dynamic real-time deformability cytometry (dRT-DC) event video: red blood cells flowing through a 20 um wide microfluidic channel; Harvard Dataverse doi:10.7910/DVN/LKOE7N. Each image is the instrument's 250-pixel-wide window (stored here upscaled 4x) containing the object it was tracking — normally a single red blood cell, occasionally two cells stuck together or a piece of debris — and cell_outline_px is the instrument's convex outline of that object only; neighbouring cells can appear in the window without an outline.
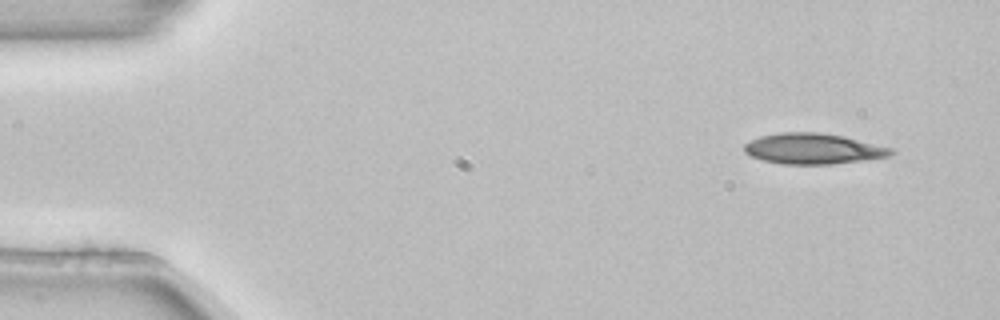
{"species": "common noctule bat (a hibernating species)", "species_latin": "Nyctalus noctula", "temperature_condition": "room temperature", "stored_images_in_passage": 3, "camera_frame_rate_fps": 3000, "um_per_image_px": 0.085, "animal": {"sex": "female", "body_mass_g": 22.7, "forearm_length_mm": 54.2}, "frame": {"image": 1, "passage_image": 1, "time_ms": 0.0, "image_size_px": [1000, 320], "cell_outline_px": [[896, 152], [892, 156], [864, 160], [832, 164], [780, 164], [748, 156], [744, 152], [744, 144], [760, 136], [784, 132], [820, 132], [844, 136], [896, 148]], "centroid_in_image_um": [69.18, 12.64], "position_along_channel_um": 15.8, "area_um2": 26.59}}